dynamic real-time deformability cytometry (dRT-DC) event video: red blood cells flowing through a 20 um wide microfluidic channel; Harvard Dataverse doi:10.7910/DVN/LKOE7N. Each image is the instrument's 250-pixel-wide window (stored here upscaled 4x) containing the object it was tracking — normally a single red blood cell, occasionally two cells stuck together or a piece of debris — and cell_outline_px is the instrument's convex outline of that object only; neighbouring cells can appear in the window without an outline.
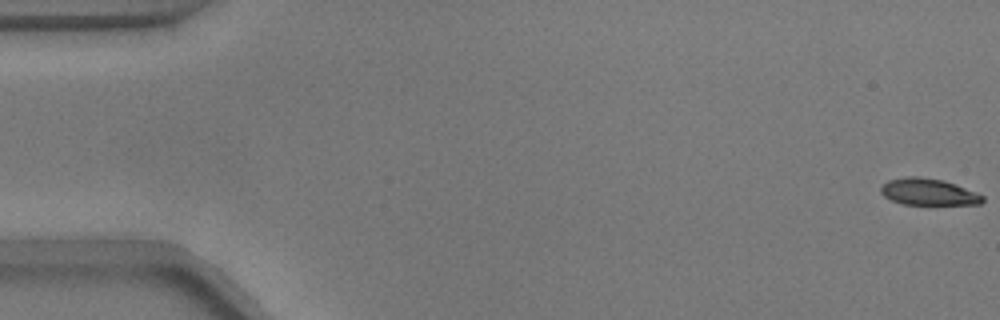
{"species": "common noctule bat (a hibernating species)", "species_latin": "Nyctalus noctula", "temperature_condition": "warm", "stored_images_in_passage": 12, "camera_frame_rate_fps": 3000, "um_per_image_px": 0.085, "animal": {"sex": "male", "body_mass_g": 17.9}, "frame": {"image": 1, "passage_image": 1, "time_ms": 0.0, "image_size_px": [1000, 320], "cell_outline_px": [[984, 200], [980, 204], [904, 204], [892, 200], [884, 196], [880, 192], [880, 188], [888, 180], [908, 176], [916, 176], [940, 180], [976, 192], [984, 196]], "centroid_in_image_um": [78.89, 16.32], "position_along_channel_um": 6.1, "area_um2": 15.43}}